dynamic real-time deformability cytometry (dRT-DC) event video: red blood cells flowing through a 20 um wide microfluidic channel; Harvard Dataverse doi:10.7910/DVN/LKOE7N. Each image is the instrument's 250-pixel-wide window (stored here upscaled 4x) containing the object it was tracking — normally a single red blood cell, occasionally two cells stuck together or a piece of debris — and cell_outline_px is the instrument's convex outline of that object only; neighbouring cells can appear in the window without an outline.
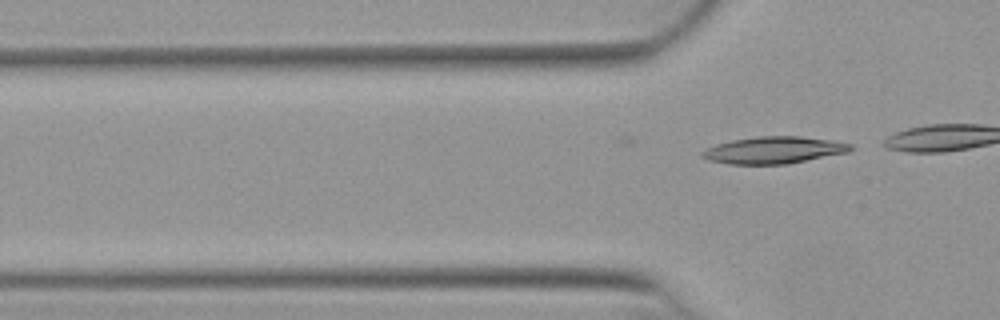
{"species": "Egyptian fruit bat (a non-hibernating species)", "species_latin": "Rousettus aegyptiacus", "temperature_condition": "warm", "stored_images_in_passage": 10, "camera_frame_rate_fps": 3000, "um_per_image_px": 0.085, "animal": {"sex": "female"}, "frame": {"image": 1, "passage_image": 10, "time_ms": 3.0, "image_size_px": [1000, 320], "cell_outline_px": [[852, 148], [848, 152], [788, 164], [728, 164], [708, 160], [700, 156], [700, 152], [704, 148], [716, 144], [732, 140], [756, 136], [800, 136], [832, 140], [852, 144]], "centroid_in_image_um": [65.73, 12.76], "position_along_channel_um": 60.1, "area_um2": 23.47}}